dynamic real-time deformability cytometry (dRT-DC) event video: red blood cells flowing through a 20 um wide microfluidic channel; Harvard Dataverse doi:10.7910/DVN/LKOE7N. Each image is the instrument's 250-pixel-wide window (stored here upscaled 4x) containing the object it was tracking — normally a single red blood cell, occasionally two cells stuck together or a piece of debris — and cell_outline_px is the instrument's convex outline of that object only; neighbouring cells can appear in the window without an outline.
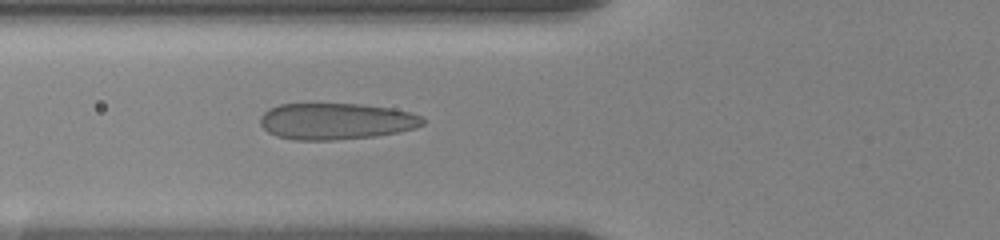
{"species": "human", "species_latin": "Homo sapiens", "temperature_condition": "room temperature", "stored_images_in_passage": 47, "camera_frame_rate_fps": 3000, "um_per_image_px": 0.085, "donor": {"sex": "female"}, "frame": {"image": 1, "passage_image": 12, "time_ms": 3.667, "image_size_px": [1000, 240], "cell_outline_px": [[424, 124], [416, 128], [400, 132], [376, 136], [336, 140], [296, 140], [276, 136], [268, 132], [260, 124], [260, 116], [268, 108], [280, 104], [360, 104], [392, 108], [408, 112], [420, 116], [424, 120]], "centroid_in_image_um": [28.55, 10.31], "position_along_channel_um": 97.2, "area_um2": 34.68}}
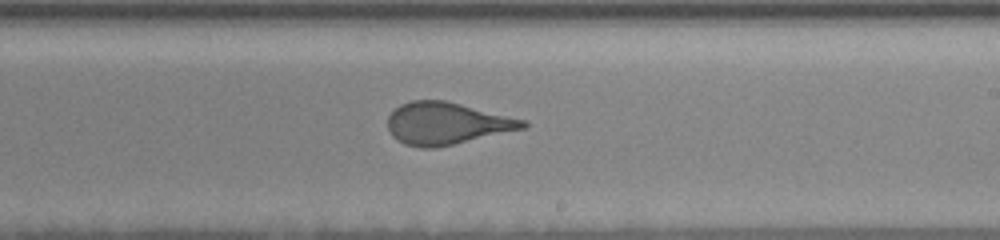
{"frame": {"image": 2, "passage_image": 25, "time_ms": 8.0, "image_size_px": [1000, 240], "cell_outline_px": [[528, 124], [524, 128], [452, 144], [432, 148], [420, 148], [404, 144], [392, 136], [388, 128], [388, 116], [400, 104], [412, 100], [444, 100], [524, 120]], "centroid_in_image_um": [37.89, 10.49], "position_along_channel_um": 251.1, "area_um2": 32.54}}
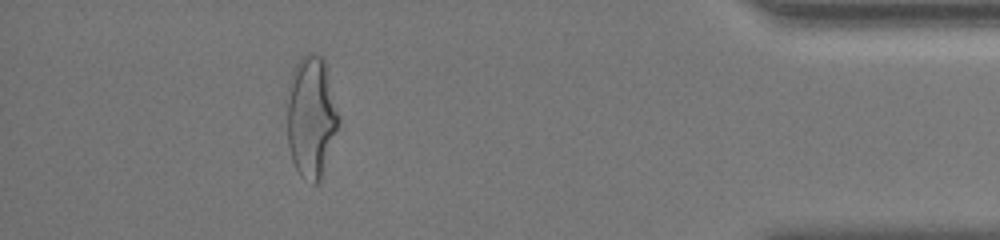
{"frame": {"image": 3, "passage_image": 42, "time_ms": 13.667, "image_size_px": [1000, 240], "cell_outline_px": [[340, 120], [320, 180], [316, 184], [312, 184], [300, 176], [292, 160], [288, 144], [288, 100], [292, 68], [300, 56], [312, 52], [320, 56], [324, 60], [328, 68], [340, 116]], "centroid_in_image_um": [26.47, 9.89], "position_along_channel_um": 408.7, "area_um2": 36.65}, "authors_computed_cell_mechanics": {"area_um2": 34.8534, "velocity_mm_per_s": 3.5412, "shape_relaxation_time_tau1_ms": 6.6817, "shape_relaxation_time_tau2_ms": null, "deformation_change_tau1": 0.1976, "deformation_change_tau2": null}}